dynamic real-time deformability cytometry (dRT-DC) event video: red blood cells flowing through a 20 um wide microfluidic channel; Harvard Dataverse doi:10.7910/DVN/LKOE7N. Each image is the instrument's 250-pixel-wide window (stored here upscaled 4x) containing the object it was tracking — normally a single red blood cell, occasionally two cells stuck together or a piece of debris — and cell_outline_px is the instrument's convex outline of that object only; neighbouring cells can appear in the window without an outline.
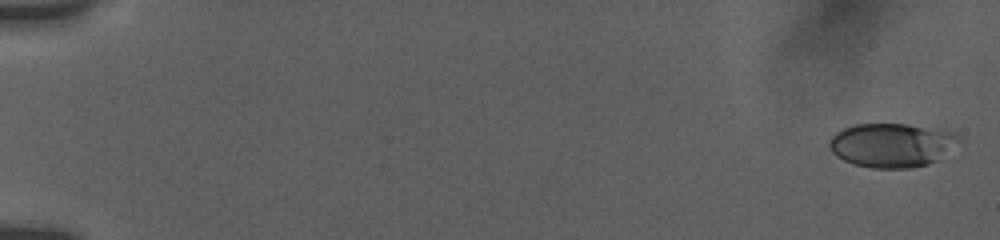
{"species": "human", "species_latin": "Homo sapiens", "temperature_condition": "room temperature", "stored_images_in_passage": 49, "camera_frame_rate_fps": 3000, "um_per_image_px": 0.085, "donor": {"sex": "female"}, "frame": {"image": 1, "passage_image": 1, "time_ms": 0.0, "image_size_px": [1000, 240], "cell_outline_px": [[964, 144], [936, 160], [928, 164], [912, 168], [872, 168], [852, 164], [836, 156], [832, 152], [828, 144], [832, 136], [836, 132], [844, 128], [856, 124], [908, 124], [956, 132], [964, 140]], "centroid_in_image_um": [75.89, 12.33], "position_along_channel_um": 9.1, "area_um2": 33.87}}
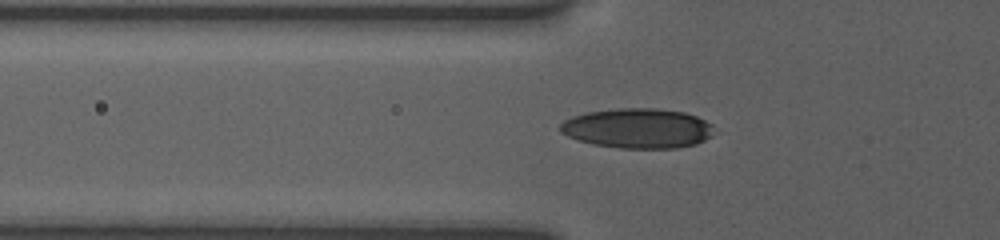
{"frame": {"image": 2, "passage_image": 44, "time_ms": 6.333, "image_size_px": [1000, 240], "cell_outline_px": [[712, 136], [696, 144], [676, 148], [620, 148], [592, 144], [568, 136], [560, 132], [560, 124], [564, 120], [572, 116], [588, 112], [616, 108], [656, 108], [684, 112], [696, 116], [712, 124]], "centroid_in_image_um": [54.2, 10.9], "position_along_channel_um": 71.6, "area_um2": 35.72}}
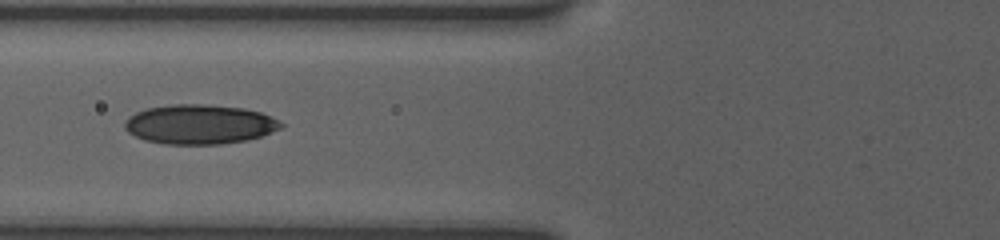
{"frame": {"image": 3, "passage_image": 48, "time_ms": 7.333, "image_size_px": [1000, 240], "cell_outline_px": [[284, 124], [280, 128], [272, 132], [248, 140], [220, 144], [164, 144], [144, 140], [128, 132], [124, 128], [124, 124], [128, 116], [136, 112], [148, 108], [172, 104], [200, 104], [244, 108], [260, 112]], "centroid_in_image_um": [16.93, 10.57], "position_along_channel_um": 108.9, "area_um2": 35.84}}